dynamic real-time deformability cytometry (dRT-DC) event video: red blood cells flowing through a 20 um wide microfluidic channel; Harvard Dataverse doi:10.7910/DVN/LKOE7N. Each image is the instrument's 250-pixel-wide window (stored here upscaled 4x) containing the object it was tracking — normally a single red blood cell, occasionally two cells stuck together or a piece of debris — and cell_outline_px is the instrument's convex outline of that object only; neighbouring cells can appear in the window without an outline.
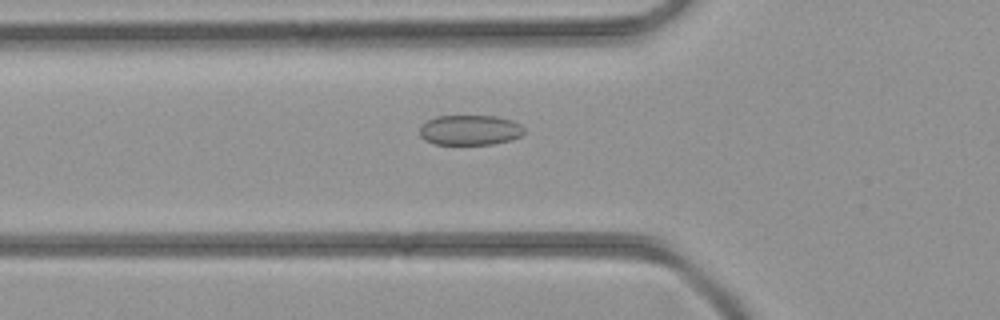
{"species": "common noctule bat (a hibernating species)", "species_latin": "Nyctalus noctula", "temperature_condition": "room temperature", "stored_images_in_passage": 42, "camera_frame_rate_fps": 3000, "um_per_image_px": 0.085, "animal": {"sex": "female", "body_mass_g": 21.9}, "frame": {"image": 1, "passage_image": 16, "time_ms": 5.0, "image_size_px": [1000, 320], "cell_outline_px": [[524, 132], [520, 136], [512, 140], [492, 144], [432, 144], [424, 140], [420, 136], [420, 128], [428, 120], [436, 116], [496, 116], [512, 120], [520, 124], [524, 128]], "centroid_in_image_um": [39.95, 11.06], "position_along_channel_um": 85.8, "area_um2": 18.38}}
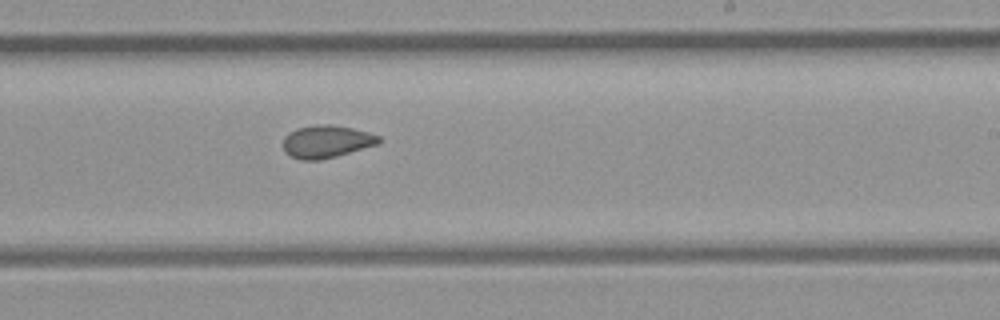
{"frame": {"image": 2, "passage_image": 27, "time_ms": 8.667, "image_size_px": [1000, 320], "cell_outline_px": [[380, 144], [336, 156], [320, 160], [300, 160], [284, 152], [284, 136], [288, 132], [296, 128], [316, 124], [328, 124], [352, 128], [368, 132], [380, 136]], "centroid_in_image_um": [27.75, 12.03], "position_along_channel_um": 261.3, "area_um2": 18.26}}
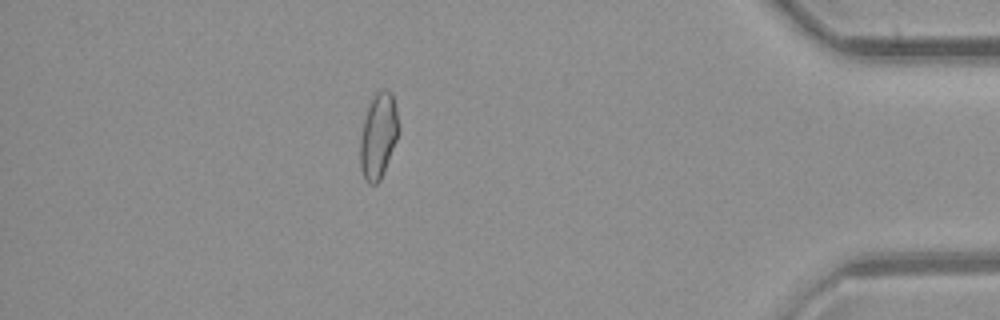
{"frame": {"image": 3, "passage_image": 39, "time_ms": 12.667, "image_size_px": [1000, 320], "cell_outline_px": [[400, 132], [380, 180], [376, 184], [368, 184], [360, 168], [360, 136], [364, 120], [372, 96], [380, 88], [384, 88], [392, 92], [396, 108], [400, 128]], "centroid_in_image_um": [32.17, 11.5], "position_along_channel_um": 403.0, "area_um2": 19.31}}